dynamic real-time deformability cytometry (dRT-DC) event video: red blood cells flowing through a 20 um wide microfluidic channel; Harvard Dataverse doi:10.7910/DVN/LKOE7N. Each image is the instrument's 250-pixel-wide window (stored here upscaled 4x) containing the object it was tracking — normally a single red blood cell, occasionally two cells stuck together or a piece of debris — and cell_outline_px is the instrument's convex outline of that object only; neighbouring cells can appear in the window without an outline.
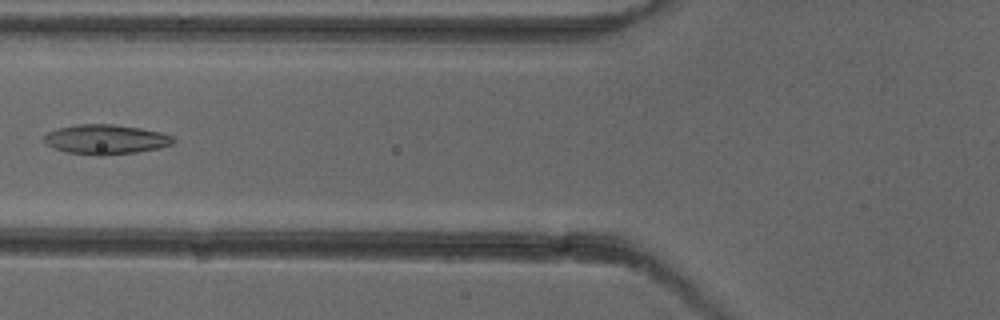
{"species": "common noctule bat (a hibernating species)", "species_latin": "Nyctalus noctula", "temperature_condition": "cold", "stored_images_in_passage": 3, "camera_frame_rate_fps": 3000, "um_per_image_px": 0.085, "animal": {"sex": "female"}, "frame": {"image": 1, "passage_image": 2, "time_ms": 1.333, "image_size_px": [1000, 320], "cell_outline_px": [[176, 140], [172, 144], [160, 148], [136, 152], [104, 156], [96, 156], [68, 152], [52, 148], [44, 144], [44, 136], [48, 132], [56, 128], [76, 124], [116, 124], [140, 128], [160, 132], [172, 136]], "centroid_in_image_um": [8.96, 11.85], "position_along_channel_um": 116.8, "area_um2": 22.66}}
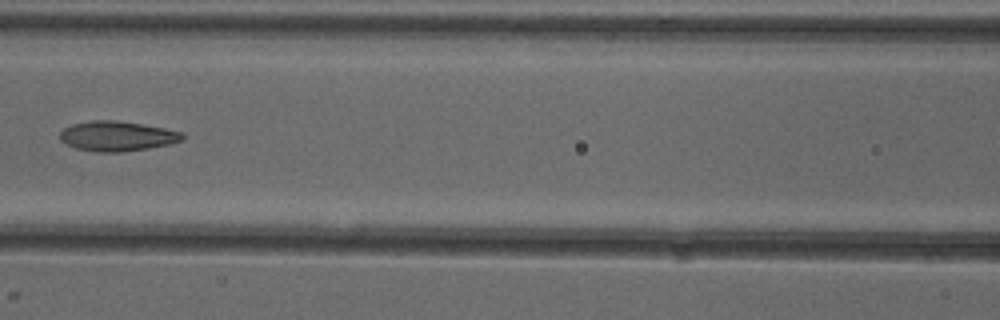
{"frame": {"image": 2, "passage_image": 3, "time_ms": 2.333, "image_size_px": [1000, 320], "cell_outline_px": [[184, 140], [168, 144], [148, 148], [120, 152], [96, 152], [76, 148], [60, 140], [60, 132], [64, 128], [72, 124], [92, 120], [116, 120], [164, 128], [184, 132]], "centroid_in_image_um": [9.96, 11.57], "position_along_channel_um": 156.6, "area_um2": 21.27}}